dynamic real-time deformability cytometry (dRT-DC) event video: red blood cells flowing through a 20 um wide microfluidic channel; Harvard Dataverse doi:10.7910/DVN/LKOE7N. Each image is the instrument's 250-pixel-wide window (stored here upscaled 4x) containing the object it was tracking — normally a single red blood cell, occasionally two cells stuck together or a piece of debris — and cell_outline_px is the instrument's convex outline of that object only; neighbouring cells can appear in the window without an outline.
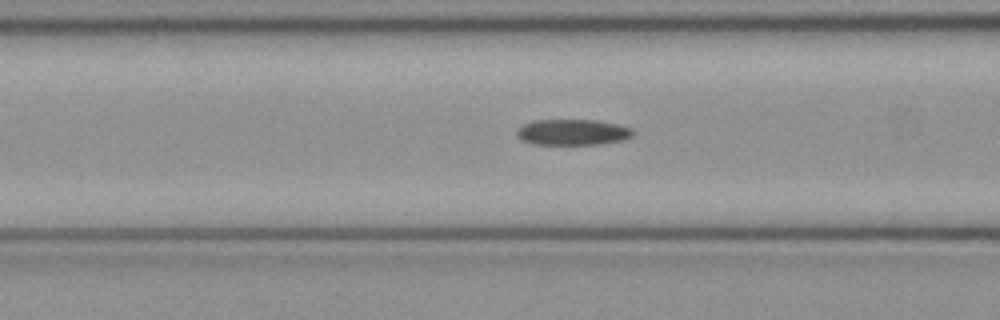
{"species": "common noctule bat (a hibernating species)", "species_latin": "Nyctalus noctula", "temperature_condition": "cold", "stored_images_in_passage": 51, "camera_frame_rate_fps": 3000, "um_per_image_px": 0.085, "animal": {"sex": "female", "body_mass_g": 21.9}, "frame": {"image": 1, "passage_image": 20, "time_ms": 6.333, "image_size_px": [1000, 320], "cell_outline_px": [[632, 136], [624, 140], [600, 144], [532, 144], [520, 140], [516, 136], [516, 128], [532, 120], [596, 120], [620, 124], [632, 128]], "centroid_in_image_um": [48.64, 11.23], "position_along_channel_um": 118.0, "area_um2": 17.74}}
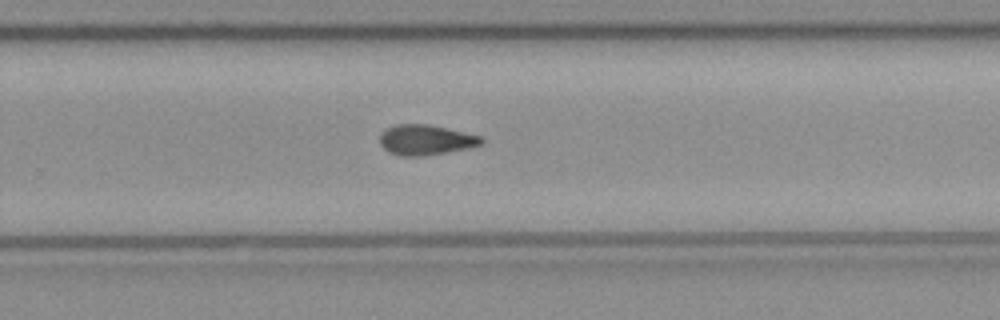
{"frame": {"image": 2, "passage_image": 33, "time_ms": 10.667, "image_size_px": [1000, 320], "cell_outline_px": [[484, 144], [468, 148], [420, 156], [400, 156], [388, 152], [380, 144], [380, 132], [396, 124], [428, 124], [484, 136]], "centroid_in_image_um": [36.2, 11.88], "position_along_channel_um": 293.6, "area_um2": 17.98}}
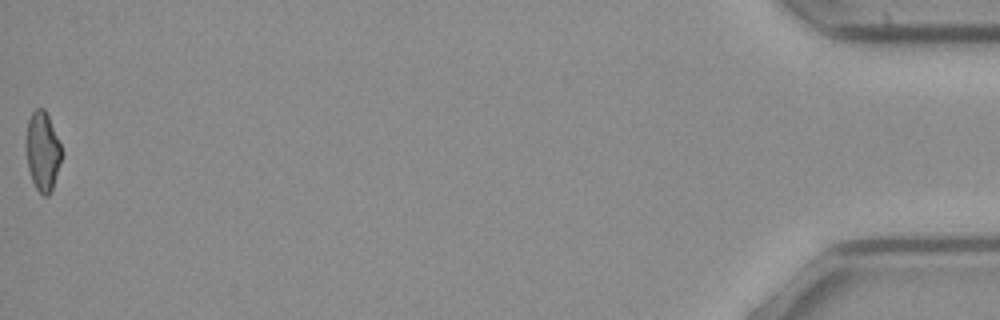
{"frame": {"image": 3, "passage_image": 51, "time_ms": 16.667, "image_size_px": [1000, 320], "cell_outline_px": [[64, 152], [52, 188], [48, 196], [44, 196], [36, 188], [32, 180], [28, 168], [24, 144], [28, 120], [32, 112], [36, 108], [44, 108], [48, 116]], "centroid_in_image_um": [3.61, 12.84], "position_along_channel_um": 431.6, "area_um2": 16.59}, "authors_computed_cell_mechanics": {"area_um2": 17.7446, "velocity_mm_per_s": 4.048, "shape_relaxation_time_tau1_ms": null, "shape_relaxation_time_tau2_ms": 4.2443, "deformation_change_tau1": null, "deformation_change_tau2": 0.1175}}